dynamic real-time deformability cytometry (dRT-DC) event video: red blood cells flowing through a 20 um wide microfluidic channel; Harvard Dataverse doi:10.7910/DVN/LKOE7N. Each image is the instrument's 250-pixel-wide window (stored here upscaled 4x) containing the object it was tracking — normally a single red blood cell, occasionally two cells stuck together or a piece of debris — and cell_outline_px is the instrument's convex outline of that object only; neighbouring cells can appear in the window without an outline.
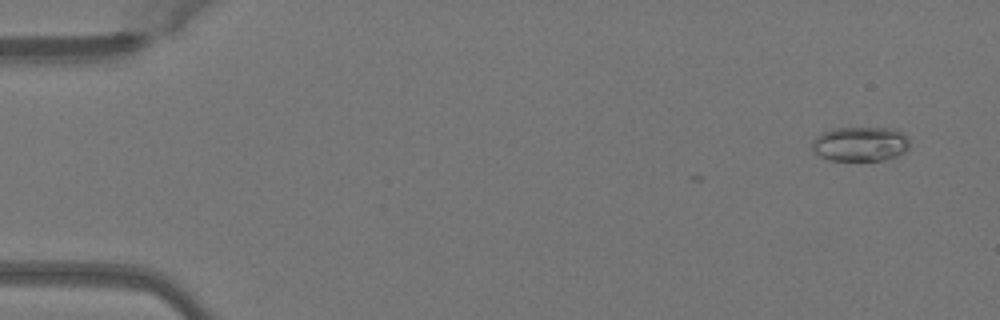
{"species": "Egyptian fruit bat (a non-hibernating species)", "species_latin": "Rousettus aegyptiacus", "temperature_condition": "warm", "stored_images_in_passage": 3, "camera_frame_rate_fps": 3000, "um_per_image_px": 0.085, "animal": {"sex": "female"}, "frame": {"image": 1, "passage_image": 1, "time_ms": 0.0, "image_size_px": [1000, 320], "cell_outline_px": [[912, 148], [896, 156], [884, 160], [828, 160], [812, 152], [812, 140], [816, 136], [832, 128], [896, 128], [908, 136]], "centroid_in_image_um": [73.16, 12.23], "position_along_channel_um": 11.8, "area_um2": 20.06}}